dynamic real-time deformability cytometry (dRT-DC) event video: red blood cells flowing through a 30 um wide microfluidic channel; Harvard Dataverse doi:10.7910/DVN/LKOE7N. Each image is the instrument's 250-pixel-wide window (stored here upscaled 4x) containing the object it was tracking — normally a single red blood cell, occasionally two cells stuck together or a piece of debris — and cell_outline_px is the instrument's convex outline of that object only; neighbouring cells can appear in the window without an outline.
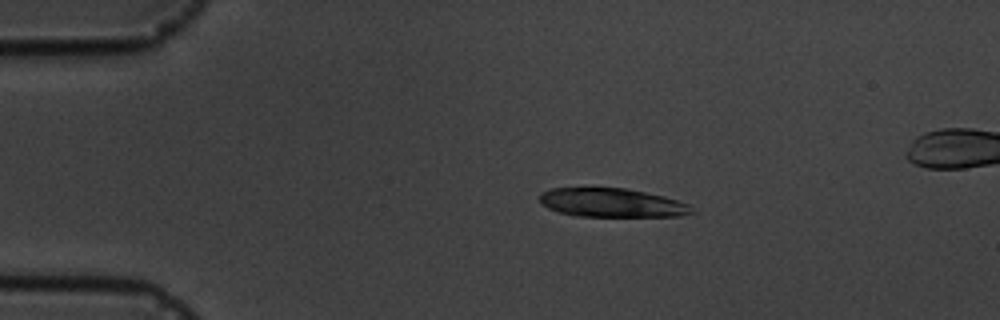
{"species": "common noctule bat (a hibernating species)", "species_latin": "Nyctalus noctula", "temperature_condition": "cold", "stored_images_in_passage": 4, "camera_frame_rate_fps": 3000, "um_per_image_px": 0.085, "animal": {"sex": "male", "body_mass_g": 19.5, "forearm_length_mm": 54.6}, "frame": {"image": 1, "passage_image": 1, "time_ms": 0.0, "image_size_px": [1000, 320], "cell_outline_px": [[696, 212], [680, 216], [576, 216], [560, 212], [548, 208], [540, 200], [540, 192], [552, 188], [628, 188], [664, 196], [688, 204]], "centroid_in_image_um": [52.02, 17.23], "position_along_channel_um": 33.0, "area_um2": 25.43}}